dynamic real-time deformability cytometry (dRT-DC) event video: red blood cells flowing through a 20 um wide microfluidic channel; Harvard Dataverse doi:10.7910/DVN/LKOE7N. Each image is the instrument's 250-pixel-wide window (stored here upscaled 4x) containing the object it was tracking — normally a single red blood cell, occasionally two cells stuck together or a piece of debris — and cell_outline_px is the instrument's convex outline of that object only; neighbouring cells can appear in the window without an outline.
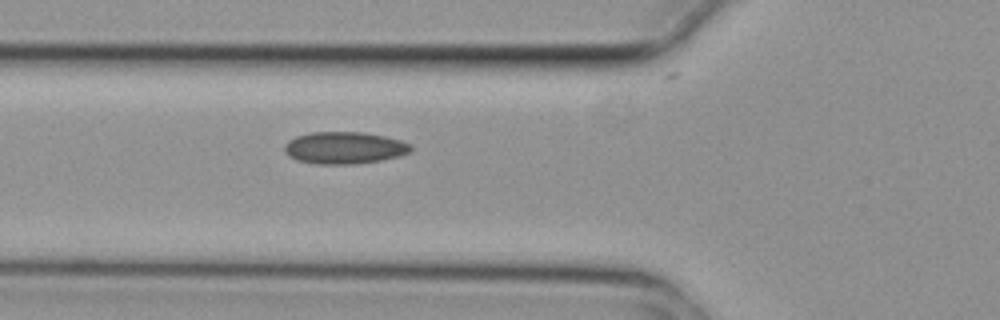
{"species": "common noctule bat (a hibernating species)", "species_latin": "Nyctalus noctula", "temperature_condition": "cold", "stored_images_in_passage": 5, "camera_frame_rate_fps": 3000, "um_per_image_px": 0.085, "animal": {"sex": "female", "body_mass_g": 29.2, "forearm_length_mm": 56.3}, "frame": {"image": 1, "passage_image": 5, "time_ms": 1.333, "image_size_px": [1000, 320], "cell_outline_px": [[412, 152], [400, 156], [380, 160], [352, 164], [316, 164], [296, 160], [288, 156], [284, 152], [284, 144], [288, 140], [296, 136], [308, 132], [364, 132], [384, 136], [400, 140], [412, 144]], "centroid_in_image_um": [29.26, 12.56], "position_along_channel_um": 96.5, "area_um2": 23.87}}